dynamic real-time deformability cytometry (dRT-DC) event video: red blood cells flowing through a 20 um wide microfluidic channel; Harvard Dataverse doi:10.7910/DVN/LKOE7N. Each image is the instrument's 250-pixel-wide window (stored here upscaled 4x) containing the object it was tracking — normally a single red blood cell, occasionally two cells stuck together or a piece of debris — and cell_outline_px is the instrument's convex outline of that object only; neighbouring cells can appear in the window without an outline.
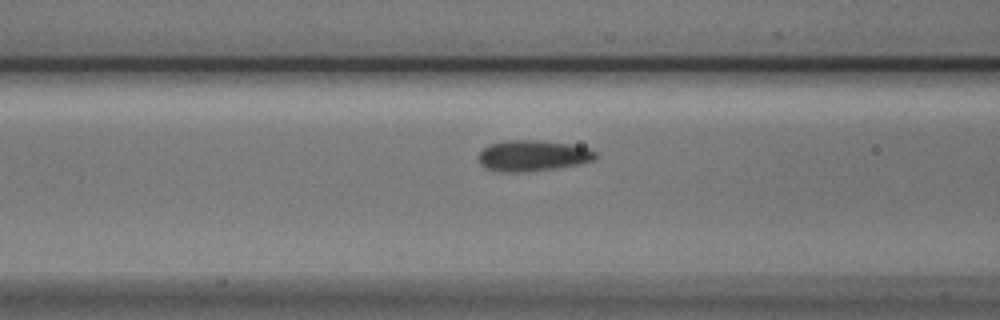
{"species": "Egyptian fruit bat (a non-hibernating species)", "species_latin": "Rousettus aegyptiacus", "temperature_condition": "cold", "stored_images_in_passage": 11, "camera_frame_rate_fps": 3000, "um_per_image_px": 0.085, "animal": {"sex": "male"}, "frame": {"image": 1, "passage_image": 9, "time_ms": 2.667, "image_size_px": [1000, 320], "cell_outline_px": [[596, 156], [592, 160], [580, 164], [552, 168], [520, 172], [500, 172], [484, 168], [480, 164], [480, 152], [488, 144], [504, 140], [536, 140], [572, 144], [588, 148], [596, 152]], "centroid_in_image_um": [45.25, 13.22], "position_along_channel_um": 121.3, "area_um2": 20.98}}